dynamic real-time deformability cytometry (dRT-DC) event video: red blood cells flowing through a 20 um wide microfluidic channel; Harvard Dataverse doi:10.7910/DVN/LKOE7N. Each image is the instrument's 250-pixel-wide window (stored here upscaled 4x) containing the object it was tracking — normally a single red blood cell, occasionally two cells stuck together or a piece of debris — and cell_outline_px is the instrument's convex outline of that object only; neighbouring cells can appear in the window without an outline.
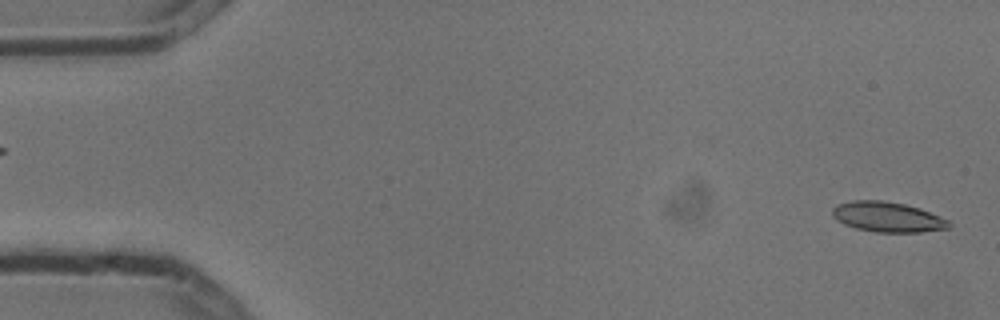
{"species": "common noctule bat (a hibernating species)", "species_latin": "Nyctalus noctula", "temperature_condition": "cold", "stored_images_in_passage": 2, "segment_of_instrument_passage": [2, 2], "camera_frame_rate_fps": 3000, "um_per_image_px": 0.085, "animal": {"sex": "male", "body_mass_g": 13.3}, "frame": {"image": 1, "passage_image": 2, "time_ms": 0.333, "image_size_px": [1000, 320], "cell_outline_px": [[952, 224], [948, 228], [920, 232], [876, 232], [856, 228], [844, 224], [836, 220], [832, 216], [832, 208], [836, 204], [852, 200], [880, 200], [904, 204], [920, 208], [940, 216], [948, 220]], "centroid_in_image_um": [75.42, 18.43], "position_along_channel_um": 9.6, "area_um2": 20.52}}